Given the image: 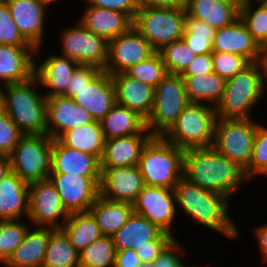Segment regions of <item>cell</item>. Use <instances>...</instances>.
<instances>
[{"mask_svg": "<svg viewBox=\"0 0 267 267\" xmlns=\"http://www.w3.org/2000/svg\"><path fill=\"white\" fill-rule=\"evenodd\" d=\"M100 71L101 70L95 66L79 64L74 70L71 81L63 96L73 98L77 95L78 90L87 86Z\"/></svg>", "mask_w": 267, "mask_h": 267, "instance_id": "46", "label": "cell"}, {"mask_svg": "<svg viewBox=\"0 0 267 267\" xmlns=\"http://www.w3.org/2000/svg\"><path fill=\"white\" fill-rule=\"evenodd\" d=\"M182 39L196 55L213 52V41H207V38L182 37Z\"/></svg>", "mask_w": 267, "mask_h": 267, "instance_id": "53", "label": "cell"}, {"mask_svg": "<svg viewBox=\"0 0 267 267\" xmlns=\"http://www.w3.org/2000/svg\"><path fill=\"white\" fill-rule=\"evenodd\" d=\"M35 47L0 44V86L21 83L34 76Z\"/></svg>", "mask_w": 267, "mask_h": 267, "instance_id": "24", "label": "cell"}, {"mask_svg": "<svg viewBox=\"0 0 267 267\" xmlns=\"http://www.w3.org/2000/svg\"><path fill=\"white\" fill-rule=\"evenodd\" d=\"M164 231L147 218L132 213L128 221L113 234L112 240L116 250L134 249L150 246Z\"/></svg>", "mask_w": 267, "mask_h": 267, "instance_id": "29", "label": "cell"}, {"mask_svg": "<svg viewBox=\"0 0 267 267\" xmlns=\"http://www.w3.org/2000/svg\"><path fill=\"white\" fill-rule=\"evenodd\" d=\"M78 20L91 32L107 41L126 33L133 26V20L127 14L91 5L85 6Z\"/></svg>", "mask_w": 267, "mask_h": 267, "instance_id": "25", "label": "cell"}, {"mask_svg": "<svg viewBox=\"0 0 267 267\" xmlns=\"http://www.w3.org/2000/svg\"><path fill=\"white\" fill-rule=\"evenodd\" d=\"M139 267H151L150 264H141Z\"/></svg>", "mask_w": 267, "mask_h": 267, "instance_id": "62", "label": "cell"}, {"mask_svg": "<svg viewBox=\"0 0 267 267\" xmlns=\"http://www.w3.org/2000/svg\"><path fill=\"white\" fill-rule=\"evenodd\" d=\"M214 72L212 53L196 55L190 65L180 74L181 77H194Z\"/></svg>", "mask_w": 267, "mask_h": 267, "instance_id": "51", "label": "cell"}, {"mask_svg": "<svg viewBox=\"0 0 267 267\" xmlns=\"http://www.w3.org/2000/svg\"><path fill=\"white\" fill-rule=\"evenodd\" d=\"M87 1V2H86ZM87 5L121 11L134 20L139 10L137 0H85Z\"/></svg>", "mask_w": 267, "mask_h": 267, "instance_id": "49", "label": "cell"}, {"mask_svg": "<svg viewBox=\"0 0 267 267\" xmlns=\"http://www.w3.org/2000/svg\"><path fill=\"white\" fill-rule=\"evenodd\" d=\"M185 150L153 136L144 146L139 168L145 185L173 189L183 176Z\"/></svg>", "mask_w": 267, "mask_h": 267, "instance_id": "5", "label": "cell"}, {"mask_svg": "<svg viewBox=\"0 0 267 267\" xmlns=\"http://www.w3.org/2000/svg\"><path fill=\"white\" fill-rule=\"evenodd\" d=\"M182 78L189 103H208L216 107L221 101L226 80L217 73Z\"/></svg>", "mask_w": 267, "mask_h": 267, "instance_id": "34", "label": "cell"}, {"mask_svg": "<svg viewBox=\"0 0 267 267\" xmlns=\"http://www.w3.org/2000/svg\"><path fill=\"white\" fill-rule=\"evenodd\" d=\"M216 120L215 107L189 103L162 137L183 150L210 147L214 143Z\"/></svg>", "mask_w": 267, "mask_h": 267, "instance_id": "6", "label": "cell"}, {"mask_svg": "<svg viewBox=\"0 0 267 267\" xmlns=\"http://www.w3.org/2000/svg\"><path fill=\"white\" fill-rule=\"evenodd\" d=\"M127 76L156 87L168 74L158 52L148 59L130 67L124 72Z\"/></svg>", "mask_w": 267, "mask_h": 267, "instance_id": "41", "label": "cell"}, {"mask_svg": "<svg viewBox=\"0 0 267 267\" xmlns=\"http://www.w3.org/2000/svg\"><path fill=\"white\" fill-rule=\"evenodd\" d=\"M178 242L176 238L164 251L163 253L155 259V261L150 264L151 267H199V266H187L182 260V256H185L186 249ZM184 248V249H183Z\"/></svg>", "mask_w": 267, "mask_h": 267, "instance_id": "48", "label": "cell"}, {"mask_svg": "<svg viewBox=\"0 0 267 267\" xmlns=\"http://www.w3.org/2000/svg\"><path fill=\"white\" fill-rule=\"evenodd\" d=\"M248 118H217L213 147L244 170L250 165L258 122Z\"/></svg>", "mask_w": 267, "mask_h": 267, "instance_id": "9", "label": "cell"}, {"mask_svg": "<svg viewBox=\"0 0 267 267\" xmlns=\"http://www.w3.org/2000/svg\"><path fill=\"white\" fill-rule=\"evenodd\" d=\"M23 135L7 114L0 117V155H9Z\"/></svg>", "mask_w": 267, "mask_h": 267, "instance_id": "45", "label": "cell"}, {"mask_svg": "<svg viewBox=\"0 0 267 267\" xmlns=\"http://www.w3.org/2000/svg\"><path fill=\"white\" fill-rule=\"evenodd\" d=\"M38 79L0 86L6 114L18 129L25 134L46 133V95L40 90ZM4 86V87H3Z\"/></svg>", "mask_w": 267, "mask_h": 267, "instance_id": "3", "label": "cell"}, {"mask_svg": "<svg viewBox=\"0 0 267 267\" xmlns=\"http://www.w3.org/2000/svg\"><path fill=\"white\" fill-rule=\"evenodd\" d=\"M183 177L228 198H232L235 190L249 180L243 168L221 155L213 146L185 150Z\"/></svg>", "mask_w": 267, "mask_h": 267, "instance_id": "2", "label": "cell"}, {"mask_svg": "<svg viewBox=\"0 0 267 267\" xmlns=\"http://www.w3.org/2000/svg\"><path fill=\"white\" fill-rule=\"evenodd\" d=\"M49 57V58H48ZM42 63L35 60L34 76L38 79L40 86L46 88L43 93L46 97L63 95L72 74L79 63L73 59L58 54L49 55Z\"/></svg>", "mask_w": 267, "mask_h": 267, "instance_id": "22", "label": "cell"}, {"mask_svg": "<svg viewBox=\"0 0 267 267\" xmlns=\"http://www.w3.org/2000/svg\"><path fill=\"white\" fill-rule=\"evenodd\" d=\"M0 44L34 47L20 33L5 0H0Z\"/></svg>", "mask_w": 267, "mask_h": 267, "instance_id": "43", "label": "cell"}, {"mask_svg": "<svg viewBox=\"0 0 267 267\" xmlns=\"http://www.w3.org/2000/svg\"><path fill=\"white\" fill-rule=\"evenodd\" d=\"M116 247L111 236H102L79 251L80 267H114Z\"/></svg>", "mask_w": 267, "mask_h": 267, "instance_id": "38", "label": "cell"}, {"mask_svg": "<svg viewBox=\"0 0 267 267\" xmlns=\"http://www.w3.org/2000/svg\"><path fill=\"white\" fill-rule=\"evenodd\" d=\"M11 172V162L8 155H0V181Z\"/></svg>", "mask_w": 267, "mask_h": 267, "instance_id": "56", "label": "cell"}, {"mask_svg": "<svg viewBox=\"0 0 267 267\" xmlns=\"http://www.w3.org/2000/svg\"><path fill=\"white\" fill-rule=\"evenodd\" d=\"M5 114H6V111H5L4 98L0 92V117L4 116Z\"/></svg>", "mask_w": 267, "mask_h": 267, "instance_id": "58", "label": "cell"}, {"mask_svg": "<svg viewBox=\"0 0 267 267\" xmlns=\"http://www.w3.org/2000/svg\"><path fill=\"white\" fill-rule=\"evenodd\" d=\"M53 138L48 134H25L8 155L11 171L27 184L48 179L51 173Z\"/></svg>", "mask_w": 267, "mask_h": 267, "instance_id": "7", "label": "cell"}, {"mask_svg": "<svg viewBox=\"0 0 267 267\" xmlns=\"http://www.w3.org/2000/svg\"><path fill=\"white\" fill-rule=\"evenodd\" d=\"M152 137L153 135L146 127L134 135L105 140L100 168L138 165L142 150Z\"/></svg>", "mask_w": 267, "mask_h": 267, "instance_id": "21", "label": "cell"}, {"mask_svg": "<svg viewBox=\"0 0 267 267\" xmlns=\"http://www.w3.org/2000/svg\"><path fill=\"white\" fill-rule=\"evenodd\" d=\"M51 227H35L28 229L23 242L15 249L9 259L3 264L5 267H42Z\"/></svg>", "mask_w": 267, "mask_h": 267, "instance_id": "28", "label": "cell"}, {"mask_svg": "<svg viewBox=\"0 0 267 267\" xmlns=\"http://www.w3.org/2000/svg\"><path fill=\"white\" fill-rule=\"evenodd\" d=\"M254 234L256 235V241L260 250L262 261L267 262V223L255 227Z\"/></svg>", "mask_w": 267, "mask_h": 267, "instance_id": "54", "label": "cell"}, {"mask_svg": "<svg viewBox=\"0 0 267 267\" xmlns=\"http://www.w3.org/2000/svg\"><path fill=\"white\" fill-rule=\"evenodd\" d=\"M265 94L264 65L253 62L226 80L222 99L215 107L217 118L254 119L251 112Z\"/></svg>", "mask_w": 267, "mask_h": 267, "instance_id": "4", "label": "cell"}, {"mask_svg": "<svg viewBox=\"0 0 267 267\" xmlns=\"http://www.w3.org/2000/svg\"><path fill=\"white\" fill-rule=\"evenodd\" d=\"M116 103L137 112L147 120L154 105L155 87L139 82L125 73L111 75Z\"/></svg>", "mask_w": 267, "mask_h": 267, "instance_id": "23", "label": "cell"}, {"mask_svg": "<svg viewBox=\"0 0 267 267\" xmlns=\"http://www.w3.org/2000/svg\"><path fill=\"white\" fill-rule=\"evenodd\" d=\"M233 4H236L239 8L242 6V4L246 1V0H224Z\"/></svg>", "mask_w": 267, "mask_h": 267, "instance_id": "59", "label": "cell"}, {"mask_svg": "<svg viewBox=\"0 0 267 267\" xmlns=\"http://www.w3.org/2000/svg\"><path fill=\"white\" fill-rule=\"evenodd\" d=\"M61 229L78 252L103 236L90 211L70 213Z\"/></svg>", "mask_w": 267, "mask_h": 267, "instance_id": "35", "label": "cell"}, {"mask_svg": "<svg viewBox=\"0 0 267 267\" xmlns=\"http://www.w3.org/2000/svg\"><path fill=\"white\" fill-rule=\"evenodd\" d=\"M100 195L112 201L133 204L145 183L138 165L100 168Z\"/></svg>", "mask_w": 267, "mask_h": 267, "instance_id": "16", "label": "cell"}, {"mask_svg": "<svg viewBox=\"0 0 267 267\" xmlns=\"http://www.w3.org/2000/svg\"><path fill=\"white\" fill-rule=\"evenodd\" d=\"M57 140L64 146L91 154L99 161L103 156L105 138L99 121L64 131Z\"/></svg>", "mask_w": 267, "mask_h": 267, "instance_id": "32", "label": "cell"}, {"mask_svg": "<svg viewBox=\"0 0 267 267\" xmlns=\"http://www.w3.org/2000/svg\"><path fill=\"white\" fill-rule=\"evenodd\" d=\"M263 54H267V48L264 50Z\"/></svg>", "mask_w": 267, "mask_h": 267, "instance_id": "63", "label": "cell"}, {"mask_svg": "<svg viewBox=\"0 0 267 267\" xmlns=\"http://www.w3.org/2000/svg\"><path fill=\"white\" fill-rule=\"evenodd\" d=\"M157 52L169 74H181L196 57L183 39L173 41Z\"/></svg>", "mask_w": 267, "mask_h": 267, "instance_id": "40", "label": "cell"}, {"mask_svg": "<svg viewBox=\"0 0 267 267\" xmlns=\"http://www.w3.org/2000/svg\"><path fill=\"white\" fill-rule=\"evenodd\" d=\"M73 100L101 121L116 104L115 87L111 75L101 70L87 85L78 90Z\"/></svg>", "mask_w": 267, "mask_h": 267, "instance_id": "19", "label": "cell"}, {"mask_svg": "<svg viewBox=\"0 0 267 267\" xmlns=\"http://www.w3.org/2000/svg\"><path fill=\"white\" fill-rule=\"evenodd\" d=\"M262 63H263V65H264V78H265V90H267L266 88V86H267V54H263V56H262Z\"/></svg>", "mask_w": 267, "mask_h": 267, "instance_id": "57", "label": "cell"}, {"mask_svg": "<svg viewBox=\"0 0 267 267\" xmlns=\"http://www.w3.org/2000/svg\"><path fill=\"white\" fill-rule=\"evenodd\" d=\"M240 19L258 45L265 50L267 48V5L262 0H246L240 7Z\"/></svg>", "mask_w": 267, "mask_h": 267, "instance_id": "37", "label": "cell"}, {"mask_svg": "<svg viewBox=\"0 0 267 267\" xmlns=\"http://www.w3.org/2000/svg\"><path fill=\"white\" fill-rule=\"evenodd\" d=\"M214 72L228 80L243 71L251 62L238 54L230 52H212Z\"/></svg>", "mask_w": 267, "mask_h": 267, "instance_id": "44", "label": "cell"}, {"mask_svg": "<svg viewBox=\"0 0 267 267\" xmlns=\"http://www.w3.org/2000/svg\"><path fill=\"white\" fill-rule=\"evenodd\" d=\"M246 177L267 176V127L259 122L255 134L250 165L244 170Z\"/></svg>", "mask_w": 267, "mask_h": 267, "instance_id": "42", "label": "cell"}, {"mask_svg": "<svg viewBox=\"0 0 267 267\" xmlns=\"http://www.w3.org/2000/svg\"><path fill=\"white\" fill-rule=\"evenodd\" d=\"M28 216L29 184L11 171L0 181V220H27Z\"/></svg>", "mask_w": 267, "mask_h": 267, "instance_id": "27", "label": "cell"}, {"mask_svg": "<svg viewBox=\"0 0 267 267\" xmlns=\"http://www.w3.org/2000/svg\"><path fill=\"white\" fill-rule=\"evenodd\" d=\"M184 7L188 16L205 21L215 30L240 18V8L224 0H189Z\"/></svg>", "mask_w": 267, "mask_h": 267, "instance_id": "30", "label": "cell"}, {"mask_svg": "<svg viewBox=\"0 0 267 267\" xmlns=\"http://www.w3.org/2000/svg\"><path fill=\"white\" fill-rule=\"evenodd\" d=\"M157 51L132 26L126 33L108 41V58L104 71L110 75L124 73Z\"/></svg>", "mask_w": 267, "mask_h": 267, "instance_id": "13", "label": "cell"}, {"mask_svg": "<svg viewBox=\"0 0 267 267\" xmlns=\"http://www.w3.org/2000/svg\"><path fill=\"white\" fill-rule=\"evenodd\" d=\"M69 215L49 178L29 184L28 220L33 227L61 229Z\"/></svg>", "mask_w": 267, "mask_h": 267, "instance_id": "12", "label": "cell"}, {"mask_svg": "<svg viewBox=\"0 0 267 267\" xmlns=\"http://www.w3.org/2000/svg\"><path fill=\"white\" fill-rule=\"evenodd\" d=\"M51 173L101 176L100 161L91 154L64 146L53 139Z\"/></svg>", "mask_w": 267, "mask_h": 267, "instance_id": "26", "label": "cell"}, {"mask_svg": "<svg viewBox=\"0 0 267 267\" xmlns=\"http://www.w3.org/2000/svg\"><path fill=\"white\" fill-rule=\"evenodd\" d=\"M176 206L194 223L236 240L241 231L229 214L230 198L201 188L183 176L175 185Z\"/></svg>", "mask_w": 267, "mask_h": 267, "instance_id": "1", "label": "cell"}, {"mask_svg": "<svg viewBox=\"0 0 267 267\" xmlns=\"http://www.w3.org/2000/svg\"><path fill=\"white\" fill-rule=\"evenodd\" d=\"M23 219L0 220V264L3 265L23 242L30 227Z\"/></svg>", "mask_w": 267, "mask_h": 267, "instance_id": "39", "label": "cell"}, {"mask_svg": "<svg viewBox=\"0 0 267 267\" xmlns=\"http://www.w3.org/2000/svg\"><path fill=\"white\" fill-rule=\"evenodd\" d=\"M42 267H80L79 252L62 229L50 234Z\"/></svg>", "mask_w": 267, "mask_h": 267, "instance_id": "36", "label": "cell"}, {"mask_svg": "<svg viewBox=\"0 0 267 267\" xmlns=\"http://www.w3.org/2000/svg\"><path fill=\"white\" fill-rule=\"evenodd\" d=\"M181 6H185L189 0H176Z\"/></svg>", "mask_w": 267, "mask_h": 267, "instance_id": "61", "label": "cell"}, {"mask_svg": "<svg viewBox=\"0 0 267 267\" xmlns=\"http://www.w3.org/2000/svg\"><path fill=\"white\" fill-rule=\"evenodd\" d=\"M186 10L175 8L139 7L133 20L135 29L156 51L182 39L185 31Z\"/></svg>", "mask_w": 267, "mask_h": 267, "instance_id": "8", "label": "cell"}, {"mask_svg": "<svg viewBox=\"0 0 267 267\" xmlns=\"http://www.w3.org/2000/svg\"><path fill=\"white\" fill-rule=\"evenodd\" d=\"M142 264L134 249L117 250L114 267H139Z\"/></svg>", "mask_w": 267, "mask_h": 267, "instance_id": "52", "label": "cell"}, {"mask_svg": "<svg viewBox=\"0 0 267 267\" xmlns=\"http://www.w3.org/2000/svg\"><path fill=\"white\" fill-rule=\"evenodd\" d=\"M14 23L22 36L41 53L45 33V21L49 7L40 0H5ZM48 9V10H47ZM43 43V44H42Z\"/></svg>", "mask_w": 267, "mask_h": 267, "instance_id": "17", "label": "cell"}, {"mask_svg": "<svg viewBox=\"0 0 267 267\" xmlns=\"http://www.w3.org/2000/svg\"><path fill=\"white\" fill-rule=\"evenodd\" d=\"M61 36V37H60ZM61 39L60 55L77 61L79 64L92 65L104 70L108 58V41L91 32L80 21L64 28Z\"/></svg>", "mask_w": 267, "mask_h": 267, "instance_id": "11", "label": "cell"}, {"mask_svg": "<svg viewBox=\"0 0 267 267\" xmlns=\"http://www.w3.org/2000/svg\"><path fill=\"white\" fill-rule=\"evenodd\" d=\"M176 238L168 232H163L156 240L150 242V246L137 248L136 253L142 264H152Z\"/></svg>", "mask_w": 267, "mask_h": 267, "instance_id": "47", "label": "cell"}, {"mask_svg": "<svg viewBox=\"0 0 267 267\" xmlns=\"http://www.w3.org/2000/svg\"><path fill=\"white\" fill-rule=\"evenodd\" d=\"M89 211L93 214L104 236H112L115 234L134 212L133 204L112 201L101 195H99Z\"/></svg>", "mask_w": 267, "mask_h": 267, "instance_id": "31", "label": "cell"}, {"mask_svg": "<svg viewBox=\"0 0 267 267\" xmlns=\"http://www.w3.org/2000/svg\"><path fill=\"white\" fill-rule=\"evenodd\" d=\"M189 104L183 78L167 74L155 87L154 105L146 127L153 136H163Z\"/></svg>", "mask_w": 267, "mask_h": 267, "instance_id": "10", "label": "cell"}, {"mask_svg": "<svg viewBox=\"0 0 267 267\" xmlns=\"http://www.w3.org/2000/svg\"><path fill=\"white\" fill-rule=\"evenodd\" d=\"M45 6H52L51 4L60 2V0H40Z\"/></svg>", "mask_w": 267, "mask_h": 267, "instance_id": "60", "label": "cell"}, {"mask_svg": "<svg viewBox=\"0 0 267 267\" xmlns=\"http://www.w3.org/2000/svg\"><path fill=\"white\" fill-rule=\"evenodd\" d=\"M46 113V134L53 139H57L64 131L95 121L73 98L63 95L47 98Z\"/></svg>", "mask_w": 267, "mask_h": 267, "instance_id": "18", "label": "cell"}, {"mask_svg": "<svg viewBox=\"0 0 267 267\" xmlns=\"http://www.w3.org/2000/svg\"><path fill=\"white\" fill-rule=\"evenodd\" d=\"M216 30L205 21L186 14L185 31L182 37L207 38V41H214Z\"/></svg>", "mask_w": 267, "mask_h": 267, "instance_id": "50", "label": "cell"}, {"mask_svg": "<svg viewBox=\"0 0 267 267\" xmlns=\"http://www.w3.org/2000/svg\"><path fill=\"white\" fill-rule=\"evenodd\" d=\"M139 7L175 8L181 6L176 0H137Z\"/></svg>", "mask_w": 267, "mask_h": 267, "instance_id": "55", "label": "cell"}, {"mask_svg": "<svg viewBox=\"0 0 267 267\" xmlns=\"http://www.w3.org/2000/svg\"><path fill=\"white\" fill-rule=\"evenodd\" d=\"M49 179L69 213L89 211L100 195L101 176L50 173Z\"/></svg>", "mask_w": 267, "mask_h": 267, "instance_id": "15", "label": "cell"}, {"mask_svg": "<svg viewBox=\"0 0 267 267\" xmlns=\"http://www.w3.org/2000/svg\"><path fill=\"white\" fill-rule=\"evenodd\" d=\"M105 140L140 133L146 128V120L137 112L115 104L100 121Z\"/></svg>", "mask_w": 267, "mask_h": 267, "instance_id": "33", "label": "cell"}, {"mask_svg": "<svg viewBox=\"0 0 267 267\" xmlns=\"http://www.w3.org/2000/svg\"><path fill=\"white\" fill-rule=\"evenodd\" d=\"M133 210L164 232L175 236L172 230L179 209L176 206L174 189L145 185L133 203Z\"/></svg>", "mask_w": 267, "mask_h": 267, "instance_id": "14", "label": "cell"}, {"mask_svg": "<svg viewBox=\"0 0 267 267\" xmlns=\"http://www.w3.org/2000/svg\"><path fill=\"white\" fill-rule=\"evenodd\" d=\"M213 52H230L247 58L251 63L262 60L264 50L258 45L245 23L239 18L215 32Z\"/></svg>", "mask_w": 267, "mask_h": 267, "instance_id": "20", "label": "cell"}]
</instances>
